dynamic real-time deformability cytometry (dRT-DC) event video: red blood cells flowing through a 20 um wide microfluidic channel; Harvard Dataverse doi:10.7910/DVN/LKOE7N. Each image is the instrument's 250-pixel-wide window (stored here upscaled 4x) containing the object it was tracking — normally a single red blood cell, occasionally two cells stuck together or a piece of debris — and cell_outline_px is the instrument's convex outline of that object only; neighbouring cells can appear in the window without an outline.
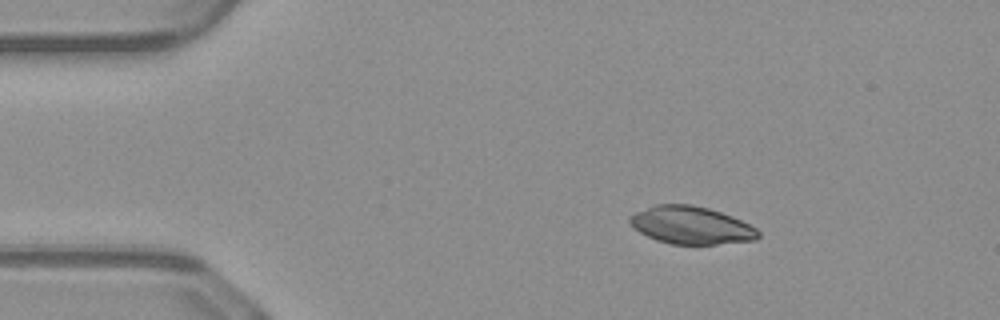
{"species": "common noctule bat (a hibernating species)", "species_latin": "Nyctalus noctula", "temperature_condition": "warm", "stored_images_in_passage": 43, "camera_frame_rate_fps": 3000, "um_per_image_px": 0.085, "animal": {"sex": "male", "body_mass_g": 23.1, "forearm_length_mm": 52.7}, "frame": {"image": 1, "passage_image": 1, "time_ms": 0.0, "image_size_px": [1000, 320], "cell_outline_px": [[760, 236], [756, 240], [716, 244], [672, 244], [656, 240], [640, 232], [628, 220], [628, 216], [636, 212], [656, 204], [692, 204], [708, 208], [732, 216], [756, 228], [760, 232]], "centroid_in_image_um": [58.76, 19.14], "position_along_channel_um": 26.2, "area_um2": 28.03}}
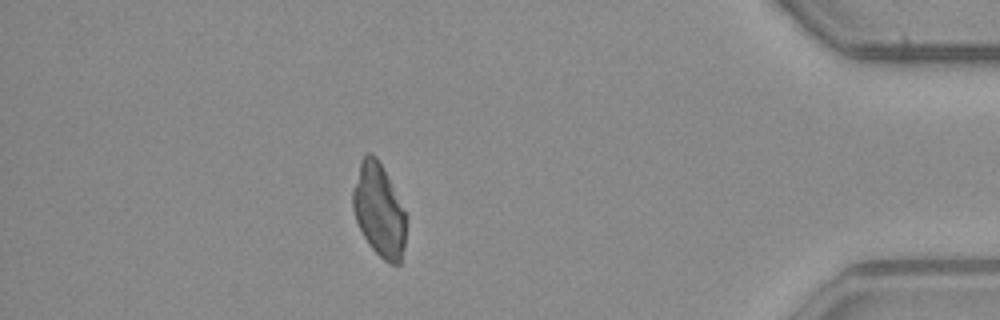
{"frame": {"image": 2, "passage_image": 37, "time_ms": 12.0, "image_size_px": [1000, 320], "cell_outline_px": [[408, 216], [404, 244], [400, 264], [392, 264], [384, 260], [372, 248], [364, 236], [356, 220], [352, 208], [352, 192], [360, 160], [364, 152], [372, 152], [376, 156]], "centroid_in_image_um": [32.21, 17.85], "position_along_channel_um": 403.0, "area_um2": 28.84}}